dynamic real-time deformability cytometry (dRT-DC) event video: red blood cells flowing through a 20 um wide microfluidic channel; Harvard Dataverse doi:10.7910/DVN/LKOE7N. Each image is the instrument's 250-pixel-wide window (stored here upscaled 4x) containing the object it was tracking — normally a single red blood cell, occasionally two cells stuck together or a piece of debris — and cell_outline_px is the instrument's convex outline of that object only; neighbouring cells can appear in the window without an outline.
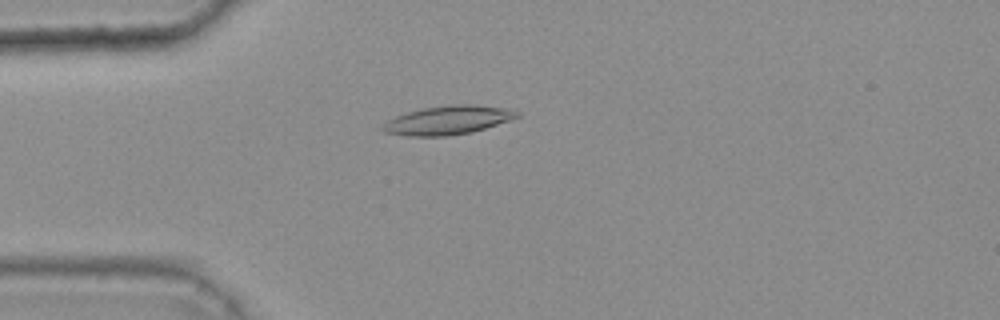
{"species": "common noctule bat (a hibernating species)", "species_latin": "Nyctalus noctula", "temperature_condition": "warm", "stored_images_in_passage": 42, "camera_frame_rate_fps": 3000, "um_per_image_px": 0.085, "animal": {"sex": "female", "body_mass_g": 25.1}, "frame": {"image": 1, "passage_image": 8, "time_ms": 2.333, "image_size_px": [1000, 320], "cell_outline_px": [[520, 116], [512, 120], [472, 132], [448, 136], [408, 136], [384, 132], [380, 128], [388, 120], [396, 116], [408, 112], [424, 108], [448, 104], [476, 104], [516, 108], [520, 112]], "centroid_in_image_um": [38.17, 10.19], "position_along_channel_um": 46.8, "area_um2": 22.95}}
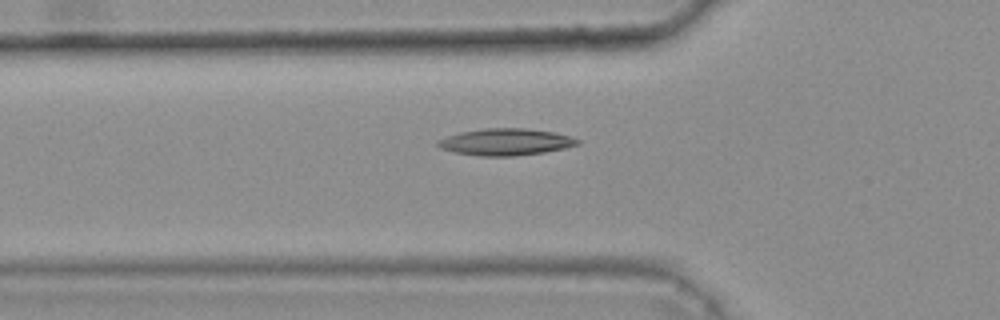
{"frame": {"image": 2, "passage_image": 12, "time_ms": 3.667, "image_size_px": [1000, 320], "cell_outline_px": [[580, 144], [564, 148], [544, 152], [516, 156], [480, 156], [456, 152], [440, 148], [432, 144], [436, 140], [460, 132], [484, 128], [528, 128], [556, 132], [580, 140]], "centroid_in_image_um": [42.95, 12.06], "position_along_channel_um": 82.8, "area_um2": 21.96}}
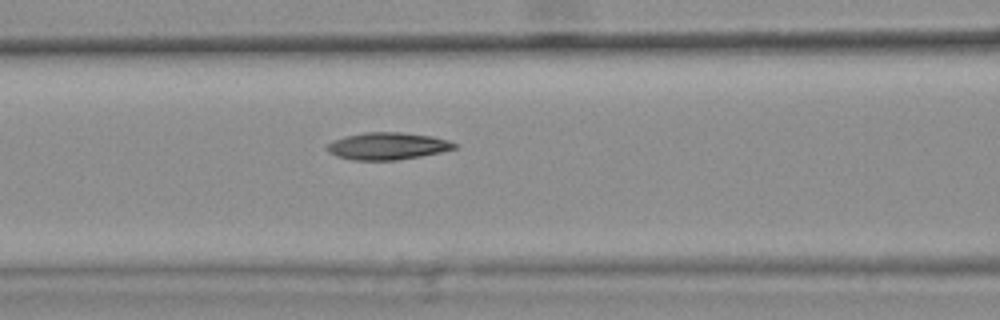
{"frame": {"image": 3, "passage_image": 16, "time_ms": 5.0, "image_size_px": [1000, 320], "cell_outline_px": [[456, 148], [440, 152], [420, 156], [396, 160], [352, 160], [336, 156], [328, 152], [324, 148], [332, 140], [344, 136], [364, 132], [400, 132], [432, 136], [448, 140], [456, 144]], "centroid_in_image_um": [32.88, 12.41], "position_along_channel_um": 133.7, "area_um2": 20.23}, "authors_computed_cell_mechanics": {"area_um2": 19.9699, "velocity_mm_per_s": 3.7698, "shape_relaxation_time_tau1_ms": 8.2325, "shape_relaxation_time_tau2_ms": 6.5128, "deformation_change_tau1": 0.2328, "deformation_change_tau2": 0.1245}}